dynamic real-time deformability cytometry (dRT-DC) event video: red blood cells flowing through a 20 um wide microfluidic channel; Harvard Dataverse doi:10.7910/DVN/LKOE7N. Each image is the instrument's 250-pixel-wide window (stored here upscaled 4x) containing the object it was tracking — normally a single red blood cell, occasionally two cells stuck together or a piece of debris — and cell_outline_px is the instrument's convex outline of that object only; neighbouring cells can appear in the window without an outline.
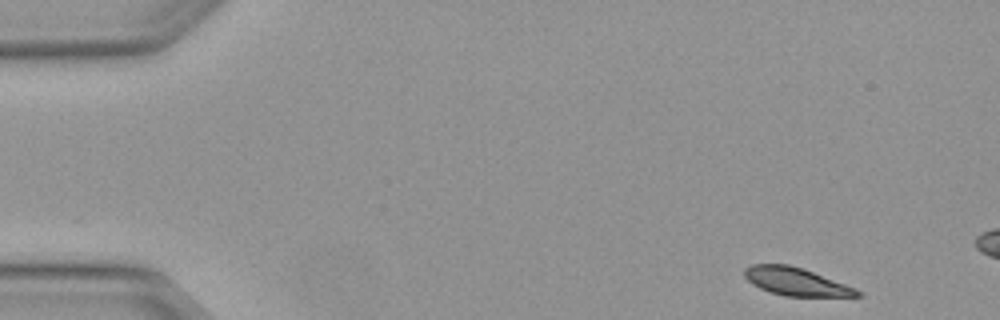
{"species": "Egyptian fruit bat (a non-hibernating species)", "species_latin": "Rousettus aegyptiacus", "temperature_condition": "warm", "stored_images_in_passage": 4, "camera_frame_rate_fps": 3000, "um_per_image_px": 0.085, "animal": {"sex": "female"}, "frame": {"image": 1, "passage_image": 1, "time_ms": 0.0, "image_size_px": [1000, 320], "cell_outline_px": [[864, 296], [784, 296], [760, 288], [752, 284], [744, 276], [744, 268], [752, 264], [788, 264], [804, 268], [856, 288]], "centroid_in_image_um": [67.66, 23.92], "position_along_channel_um": 17.3, "area_um2": 18.32}}